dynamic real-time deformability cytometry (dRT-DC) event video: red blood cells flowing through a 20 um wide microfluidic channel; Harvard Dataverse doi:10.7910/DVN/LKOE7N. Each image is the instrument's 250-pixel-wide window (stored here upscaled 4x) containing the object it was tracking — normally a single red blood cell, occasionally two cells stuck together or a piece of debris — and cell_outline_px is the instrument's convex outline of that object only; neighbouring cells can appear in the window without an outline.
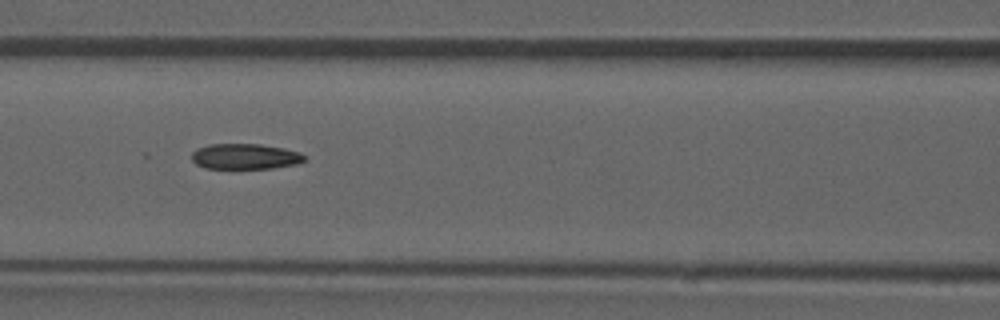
{"species": "common noctule bat (a hibernating species)", "species_latin": "Nyctalus noctula", "temperature_condition": "room temperature", "stored_images_in_passage": 52, "camera_frame_rate_fps": 3000, "um_per_image_px": 0.085, "animal": {"sex": "male", "forearm_length_mm": 52.5}, "frame": {"image": 1, "passage_image": 23, "time_ms": 7.333, "image_size_px": [1000, 320], "cell_outline_px": [[308, 156], [304, 160], [296, 164], [272, 168], [204, 168], [196, 164], [192, 160], [192, 152], [196, 148], [208, 144], [260, 144], [284, 148], [300, 152]], "centroid_in_image_um": [20.83, 13.29], "position_along_channel_um": 145.8, "area_um2": 16.88}, "authors_computed_cell_mechanics": {"area_um2": 17.8024, "velocity_mm_per_s": 3.915, "shape_relaxation_time_tau1_ms": null, "shape_relaxation_time_tau2_ms": 3.7816, "deformation_change_tau1": null, "deformation_change_tau2": 0.107}}